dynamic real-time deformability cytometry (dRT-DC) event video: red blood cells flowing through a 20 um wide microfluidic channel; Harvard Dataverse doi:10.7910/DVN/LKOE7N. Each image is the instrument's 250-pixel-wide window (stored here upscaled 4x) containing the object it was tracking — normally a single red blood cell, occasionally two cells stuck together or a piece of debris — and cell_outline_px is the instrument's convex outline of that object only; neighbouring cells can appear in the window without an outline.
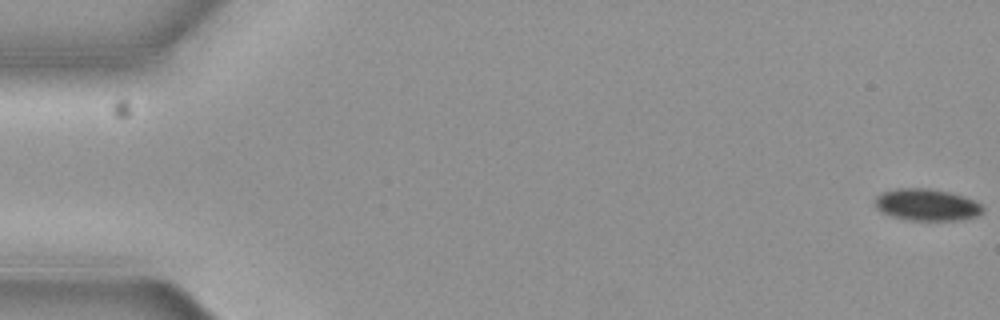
{"species": "common noctule bat (a hibernating species)", "species_latin": "Nyctalus noctula", "temperature_condition": "cold", "stored_images_in_passage": 5, "camera_frame_rate_fps": 3000, "um_per_image_px": 0.085, "animal": {"sex": "female", "body_mass_g": 19.3, "forearm_length_mm": 54.1}, "frame": {"image": 1, "passage_image": 1, "time_ms": 0.0, "image_size_px": [1000, 320], "cell_outline_px": [[984, 212], [976, 216], [960, 220], [908, 220], [892, 216], [876, 208], [876, 196], [880, 192], [896, 188], [928, 188], [948, 192], [964, 196], [976, 200], [984, 208]], "centroid_in_image_um": [78.8, 17.4], "position_along_channel_um": 6.2, "area_um2": 20.06}}
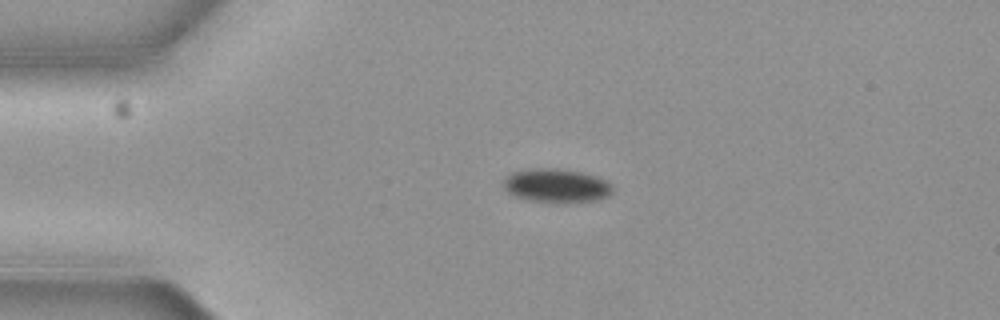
{"frame": {"image": 2, "passage_image": 4, "time_ms": 1.0, "image_size_px": [1000, 320], "cell_outline_px": [[612, 192], [608, 196], [596, 200], [532, 200], [516, 196], [508, 192], [504, 188], [504, 180], [512, 172], [536, 168], [556, 168], [584, 172], [608, 180], [612, 184]], "centroid_in_image_um": [47.33, 15.72], "position_along_channel_um": 37.7, "area_um2": 20.75}}